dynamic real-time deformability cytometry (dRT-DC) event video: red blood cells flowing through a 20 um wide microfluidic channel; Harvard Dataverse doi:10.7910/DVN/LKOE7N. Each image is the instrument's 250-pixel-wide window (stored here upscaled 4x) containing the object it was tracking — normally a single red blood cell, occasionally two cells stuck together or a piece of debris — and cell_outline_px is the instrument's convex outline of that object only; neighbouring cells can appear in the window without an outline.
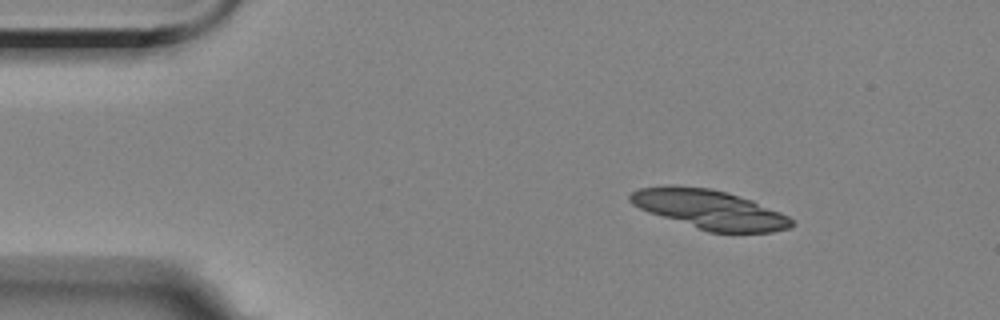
{"species": "Egyptian fruit bat (a non-hibernating species)", "species_latin": "Rousettus aegyptiacus", "temperature_condition": "room temperature", "stored_images_in_passage": 3, "camera_frame_rate_fps": 3000, "um_per_image_px": 0.085, "animal": {"sex": "female"}, "frame": {"image": 1, "passage_image": 1, "time_ms": 0.0, "image_size_px": [1000, 320], "cell_outline_px": [[796, 224], [792, 228], [772, 232], [708, 232], [648, 212], [632, 204], [628, 200], [628, 196], [632, 192], [640, 188], [668, 184], [712, 188], [752, 200], [780, 212], [796, 220]], "centroid_in_image_um": [60.32, 17.79], "position_along_channel_um": 24.7, "area_um2": 37.11}}